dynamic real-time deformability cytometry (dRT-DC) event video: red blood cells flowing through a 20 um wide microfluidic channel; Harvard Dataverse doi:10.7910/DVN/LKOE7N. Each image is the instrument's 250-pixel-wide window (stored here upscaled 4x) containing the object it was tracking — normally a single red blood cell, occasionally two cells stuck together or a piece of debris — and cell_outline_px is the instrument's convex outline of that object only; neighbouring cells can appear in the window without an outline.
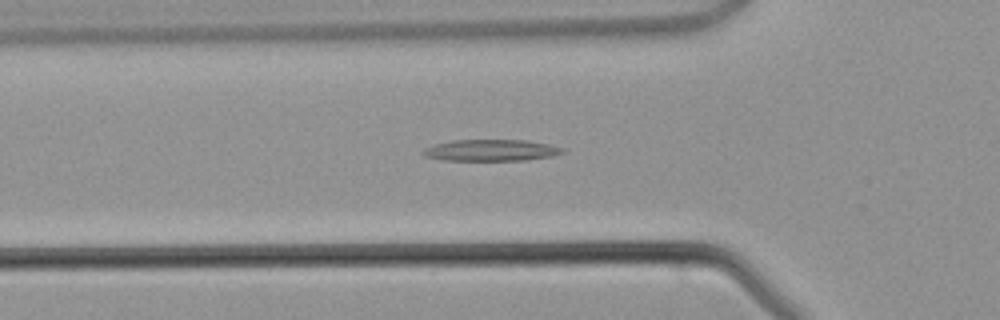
{"species": "common noctule bat (a hibernating species)", "species_latin": "Nyctalus noctula", "temperature_condition": "warm", "stored_images_in_passage": 38, "camera_frame_rate_fps": 3000, "um_per_image_px": 0.085, "animal": {"sex": "male", "body_mass_g": 21.5, "forearm_length_mm": 52.0}, "frame": {"image": 1, "passage_image": 8, "time_ms": 2.333, "image_size_px": [1000, 320], "cell_outline_px": [[564, 152], [552, 156], [528, 160], [444, 160], [424, 156], [420, 152], [424, 148], [432, 144], [452, 140], [524, 140], [548, 144], [564, 148]], "centroid_in_image_um": [41.69, 12.77], "position_along_channel_um": 84.1, "area_um2": 17.51}}
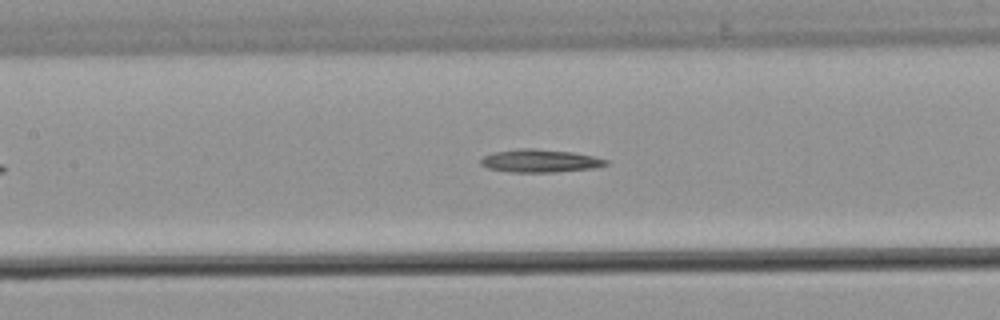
{"frame": {"image": 2, "passage_image": 13, "time_ms": 4.0, "image_size_px": [1000, 320], "cell_outline_px": [[608, 164], [596, 168], [556, 172], [512, 172], [488, 168], [480, 164], [480, 160], [484, 156], [492, 152], [520, 148], [536, 148], [572, 152], [592, 156], [608, 160]], "centroid_in_image_um": [45.9, 13.67], "position_along_channel_um": 161.5, "area_um2": 16.82}}
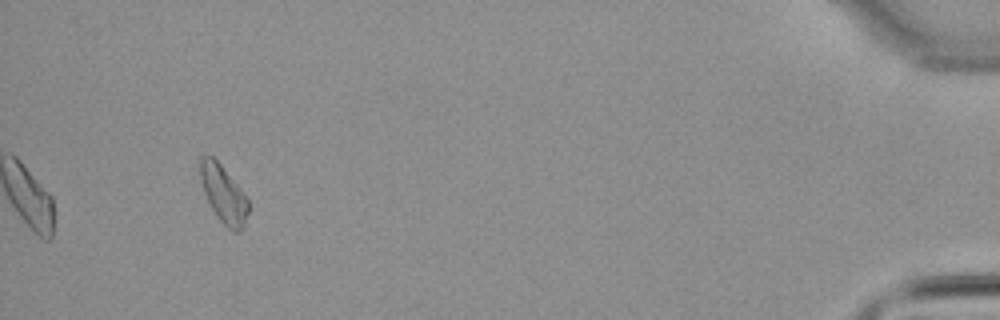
{"frame": {"image": 3, "passage_image": 35, "time_ms": 11.333, "image_size_px": [1000, 320], "cell_outline_px": [[248, 212], [244, 224], [240, 232], [232, 232], [216, 216], [204, 192], [200, 180], [200, 156], [212, 156], [220, 164], [240, 188], [248, 200]], "centroid_in_image_um": [18.99, 16.51], "position_along_channel_um": 416.2, "area_um2": 15.84}}